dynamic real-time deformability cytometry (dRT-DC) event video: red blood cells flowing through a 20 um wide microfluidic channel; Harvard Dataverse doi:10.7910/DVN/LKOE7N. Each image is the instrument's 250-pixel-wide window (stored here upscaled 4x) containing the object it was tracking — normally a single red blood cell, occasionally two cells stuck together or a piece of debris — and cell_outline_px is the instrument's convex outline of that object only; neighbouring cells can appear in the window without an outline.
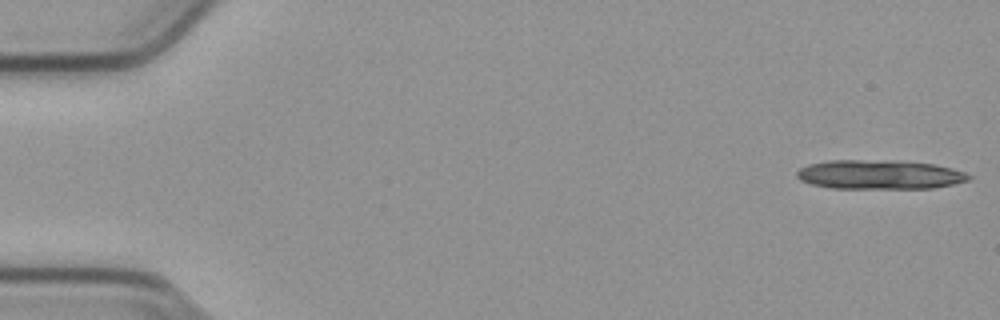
{"species": "common noctule bat (a hibernating species)", "species_latin": "Nyctalus noctula", "temperature_condition": "cold", "stored_images_in_passage": 13, "camera_frame_rate_fps": 3000, "um_per_image_px": 0.085, "animal": {"sex": "male", "body_mass_g": 23.1, "forearm_length_mm": 52.7}, "frame": {"image": 1, "passage_image": 1, "time_ms": 0.0, "image_size_px": [1000, 320], "cell_outline_px": [[972, 176], [968, 180], [952, 184], [932, 188], [828, 188], [812, 184], [800, 180], [796, 176], [796, 172], [800, 168], [808, 164], [828, 160], [896, 160], [932, 164], [952, 168], [964, 172]], "centroid_in_image_um": [74.72, 14.83], "position_along_channel_um": 10.3, "area_um2": 29.3}}